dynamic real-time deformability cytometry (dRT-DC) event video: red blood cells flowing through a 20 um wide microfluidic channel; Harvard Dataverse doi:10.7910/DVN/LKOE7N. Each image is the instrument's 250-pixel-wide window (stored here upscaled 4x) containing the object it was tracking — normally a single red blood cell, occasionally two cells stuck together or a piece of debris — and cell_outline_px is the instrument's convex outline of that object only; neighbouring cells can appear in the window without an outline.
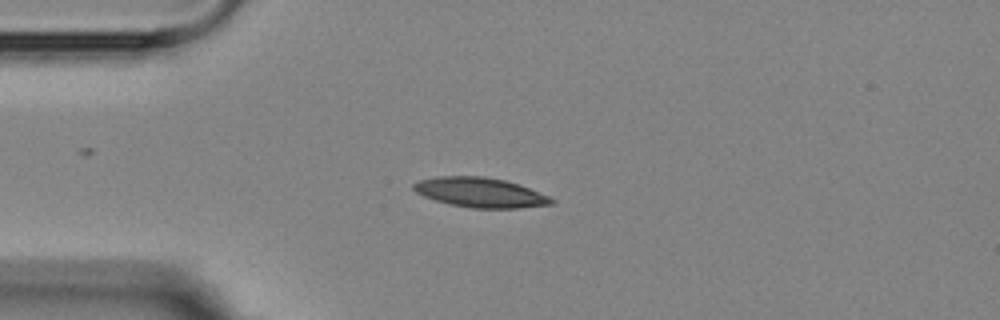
{"species": "Egyptian fruit bat (a non-hibernating species)", "species_latin": "Rousettus aegyptiacus", "temperature_condition": "room temperature", "stored_images_in_passage": 4, "camera_frame_rate_fps": 3000, "um_per_image_px": 0.085, "animal": {"sex": "female"}, "frame": {"image": 1, "passage_image": 2, "time_ms": 1.333, "image_size_px": [1000, 320], "cell_outline_px": [[556, 200], [552, 204], [520, 208], [468, 208], [448, 204], [424, 196], [416, 192], [412, 188], [412, 184], [420, 180], [440, 176], [484, 176], [504, 180], [520, 184], [548, 196]], "centroid_in_image_um": [40.82, 16.36], "position_along_channel_um": 44.2, "area_um2": 23.93}}
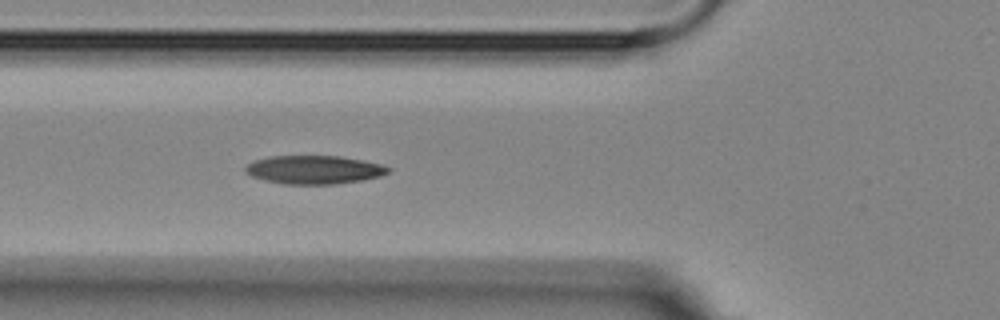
{"frame": {"image": 2, "passage_image": 4, "time_ms": 3.333, "image_size_px": [1000, 320], "cell_outline_px": [[392, 172], [380, 176], [364, 180], [336, 184], [284, 184], [264, 180], [252, 176], [244, 172], [244, 168], [252, 160], [268, 156], [340, 156], [364, 160], [384, 164], [392, 168]], "centroid_in_image_um": [26.74, 14.42], "position_along_channel_um": 99.1, "area_um2": 24.1}}